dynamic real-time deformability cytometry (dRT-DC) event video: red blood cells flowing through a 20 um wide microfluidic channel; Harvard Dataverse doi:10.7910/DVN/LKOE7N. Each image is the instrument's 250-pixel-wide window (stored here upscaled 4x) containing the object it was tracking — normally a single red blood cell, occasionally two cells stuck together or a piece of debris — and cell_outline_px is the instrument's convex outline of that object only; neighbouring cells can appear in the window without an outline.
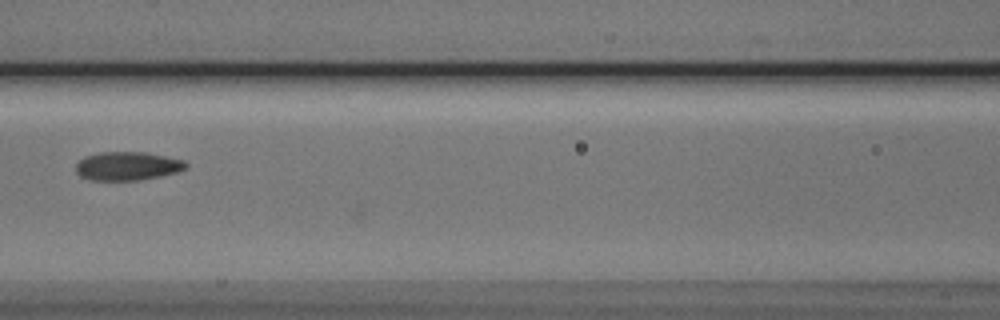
{"species": "Egyptian fruit bat (a non-hibernating species)", "species_latin": "Rousettus aegyptiacus", "temperature_condition": "cold", "stored_images_in_passage": 17, "camera_frame_rate_fps": 3000, "um_per_image_px": 0.085, "animal": {"sex": "male"}, "frame": {"image": 1, "passage_image": 7, "time_ms": 8.0, "image_size_px": [1000, 320], "cell_outline_px": [[188, 164], [184, 168], [176, 172], [160, 176], [140, 180], [88, 180], [80, 176], [76, 172], [76, 164], [84, 156], [100, 152], [144, 152], [184, 160]], "centroid_in_image_um": [10.79, 14.11], "position_along_channel_um": 155.8, "area_um2": 18.26}}
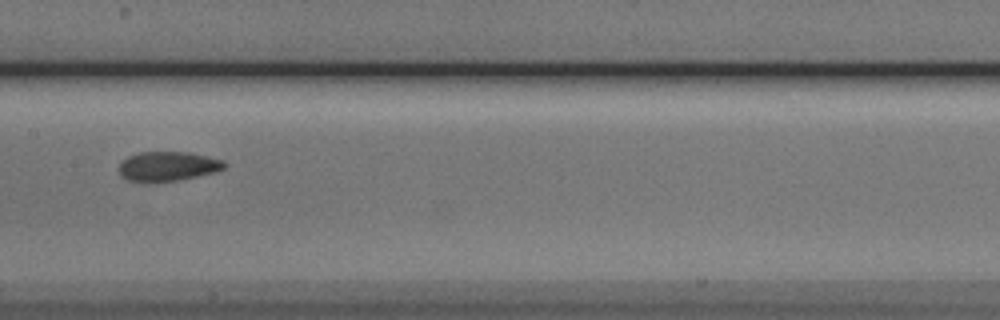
{"frame": {"image": 2, "passage_image": 8, "time_ms": 9.0, "image_size_px": [1000, 320], "cell_outline_px": [[228, 164], [224, 168], [212, 172], [196, 176], [156, 184], [140, 184], [128, 180], [120, 176], [120, 164], [128, 156], [140, 152], [188, 152], [224, 160]], "centroid_in_image_um": [14.21, 14.17], "position_along_channel_um": 193.2, "area_um2": 18.44}}
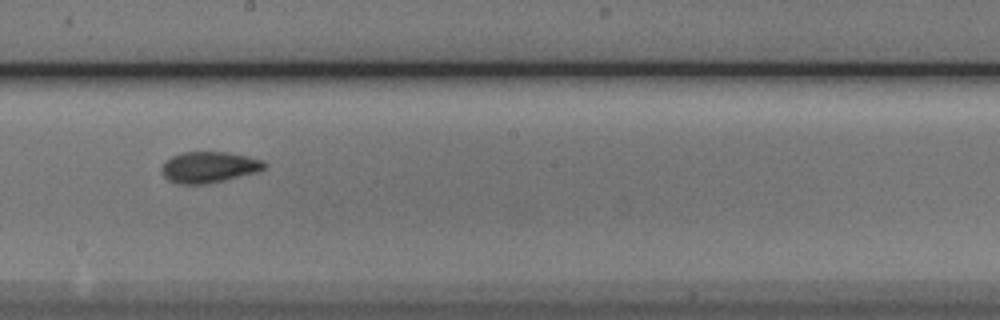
{"frame": {"image": 3, "passage_image": 9, "time_ms": 10.0, "image_size_px": [1000, 320], "cell_outline_px": [[268, 164], [264, 168], [256, 172], [208, 184], [176, 184], [168, 180], [164, 176], [160, 168], [172, 156], [184, 152], [228, 152], [248, 156], [264, 160]], "centroid_in_image_um": [17.78, 14.21], "position_along_channel_um": 230.4, "area_um2": 18.61}, "authors_computed_cell_mechanics": {"area_um2": 17.5712, "velocity_mm_per_s": 3.7307, "shape_relaxation_time_tau1_ms": null, "shape_relaxation_time_tau2_ms": 1.0011, "deformation_change_tau1": null, "deformation_change_tau2": 0.0489}}